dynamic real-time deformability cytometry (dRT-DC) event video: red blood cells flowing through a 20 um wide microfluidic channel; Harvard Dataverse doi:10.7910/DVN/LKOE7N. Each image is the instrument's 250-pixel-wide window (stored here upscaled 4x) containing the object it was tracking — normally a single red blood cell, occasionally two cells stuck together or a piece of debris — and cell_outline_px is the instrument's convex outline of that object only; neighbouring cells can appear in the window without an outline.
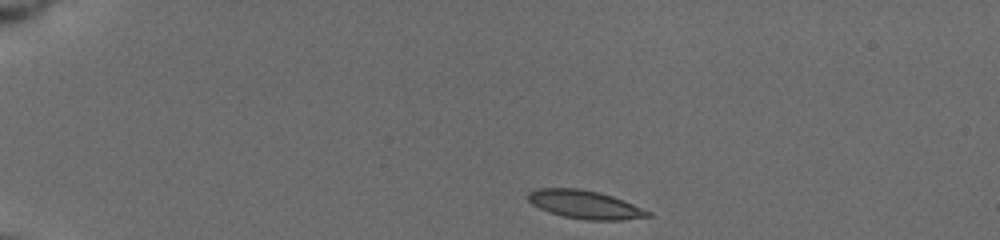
{"species": "common noctule bat (a hibernating species)", "species_latin": "Nyctalus noctula", "temperature_condition": "cold", "stored_images_in_passage": 8, "camera_frame_rate_fps": 3000, "um_per_image_px": 0.085, "animal": {"sex": "female", "body_mass_g": 19.5, "forearm_length_mm": 54.1}, "frame": {"image": 1, "passage_image": 1, "time_ms": 0.0, "image_size_px": [1000, 240], "cell_outline_px": [[652, 216], [620, 220], [588, 220], [564, 216], [548, 212], [532, 204], [528, 200], [528, 192], [536, 188], [580, 188], [600, 192], [624, 200], [652, 212]], "centroid_in_image_um": [49.72, 17.38], "position_along_channel_um": 35.3, "area_um2": 19.83}}
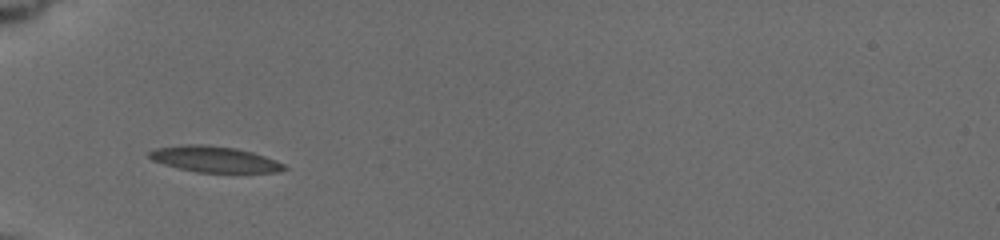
{"frame": {"image": 2, "passage_image": 6, "time_ms": 2.667, "image_size_px": [1000, 240], "cell_outline_px": [[288, 168], [280, 172], [196, 172], [164, 164], [152, 160], [148, 156], [148, 152], [156, 148], [180, 144], [208, 144], [236, 148], [252, 152], [276, 160], [284, 164]], "centroid_in_image_um": [18.22, 13.52], "position_along_channel_um": 66.8, "area_um2": 20.46}}
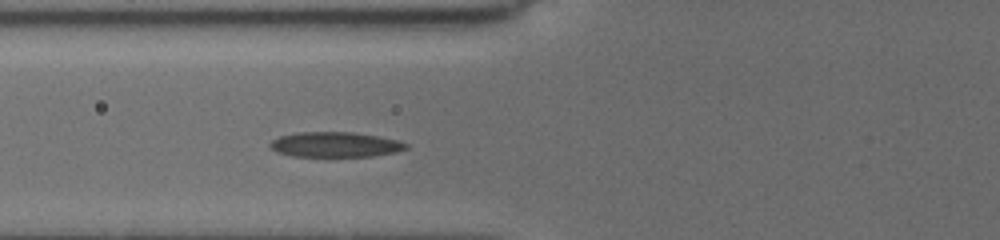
{"frame": {"image": 3, "passage_image": 8, "time_ms": 3.667, "image_size_px": [1000, 240], "cell_outline_px": [[408, 148], [396, 152], [372, 156], [292, 156], [276, 152], [268, 144], [272, 140], [280, 136], [296, 132], [352, 132], [376, 136], [396, 140], [408, 144]], "centroid_in_image_um": [28.46, 12.29], "position_along_channel_um": 97.3, "area_um2": 19.77}}